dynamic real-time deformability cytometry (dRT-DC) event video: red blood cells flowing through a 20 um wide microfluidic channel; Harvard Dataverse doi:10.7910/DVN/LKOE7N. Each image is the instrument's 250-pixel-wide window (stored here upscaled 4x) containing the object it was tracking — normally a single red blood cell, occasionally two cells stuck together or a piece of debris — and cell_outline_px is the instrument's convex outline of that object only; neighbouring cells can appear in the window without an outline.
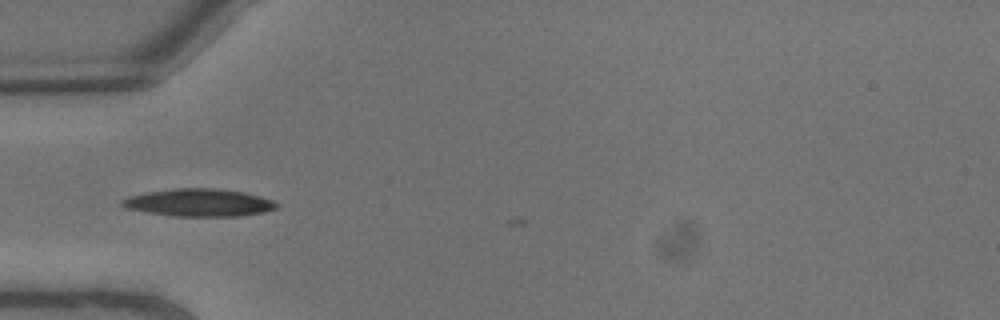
{"species": "common noctule bat (a hibernating species)", "species_latin": "Nyctalus noctula", "temperature_condition": "warm", "stored_images_in_passage": 3, "camera_frame_rate_fps": 3000, "um_per_image_px": 0.085, "animal": {"sex": "male", "body_mass_g": 13.3}, "frame": {"image": 1, "passage_image": 2, "time_ms": 0.333, "image_size_px": [1000, 320], "cell_outline_px": [[280, 204], [276, 208], [264, 212], [240, 216], [176, 216], [148, 212], [124, 208], [120, 204], [120, 200], [128, 196], [144, 192], [172, 188], [216, 188], [244, 192], [260, 196], [272, 200]], "centroid_in_image_um": [16.89, 17.21], "position_along_channel_um": 68.1, "area_um2": 25.03}}